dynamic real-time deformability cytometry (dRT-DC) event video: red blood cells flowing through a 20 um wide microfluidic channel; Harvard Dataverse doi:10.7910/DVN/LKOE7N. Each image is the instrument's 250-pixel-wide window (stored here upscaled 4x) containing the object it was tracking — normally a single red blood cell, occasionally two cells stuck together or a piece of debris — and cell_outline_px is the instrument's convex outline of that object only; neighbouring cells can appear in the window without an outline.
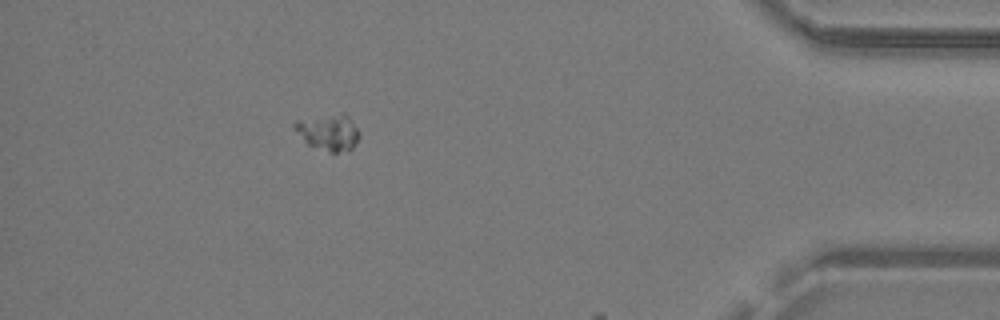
{"species": "common noctule bat (a hibernating species)", "species_latin": "Nyctalus noctula", "temperature_condition": "warm", "stored_images_in_passage": 35, "camera_frame_rate_fps": 3000, "um_per_image_px": 0.085, "animal": {"sex": "male", "body_mass_g": 19.2, "forearm_length_mm": 51.8}, "frame": {"image": 1, "passage_image": 32, "time_ms": 10.333, "image_size_px": [1000, 320], "cell_outline_px": [[360, 136], [356, 144], [348, 152], [328, 152], [308, 144], [292, 128], [292, 124], [296, 120], [340, 112], [344, 112], [348, 116], [360, 132]], "centroid_in_image_um": [27.93, 11.23], "position_along_channel_um": 407.3, "area_um2": 13.99}}